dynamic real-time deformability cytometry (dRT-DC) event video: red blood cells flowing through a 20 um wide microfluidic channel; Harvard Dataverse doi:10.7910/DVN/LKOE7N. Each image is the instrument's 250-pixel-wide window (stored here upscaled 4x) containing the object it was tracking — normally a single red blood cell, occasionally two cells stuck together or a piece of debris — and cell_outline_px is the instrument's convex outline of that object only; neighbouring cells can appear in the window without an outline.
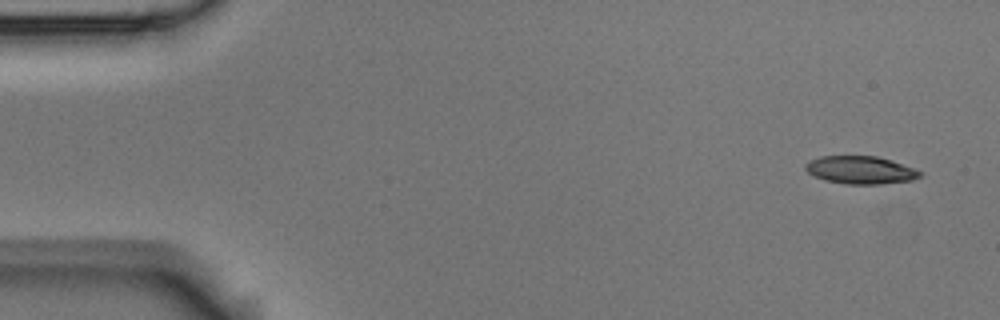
{"species": "Egyptian fruit bat (a non-hibernating species)", "species_latin": "Rousettus aegyptiacus", "temperature_condition": "room temperature", "stored_images_in_passage": 6, "camera_frame_rate_fps": 3000, "um_per_image_px": 0.085, "animal": {"sex": "male"}, "frame": {"image": 1, "passage_image": 1, "time_ms": 0.0, "image_size_px": [1000, 320], "cell_outline_px": [[924, 172], [920, 176], [912, 180], [880, 184], [848, 184], [828, 180], [816, 176], [808, 172], [804, 168], [804, 164], [808, 160], [820, 156], [876, 156], [892, 160]], "centroid_in_image_um": [73.15, 14.44], "position_along_channel_um": 11.9, "area_um2": 18.5}}
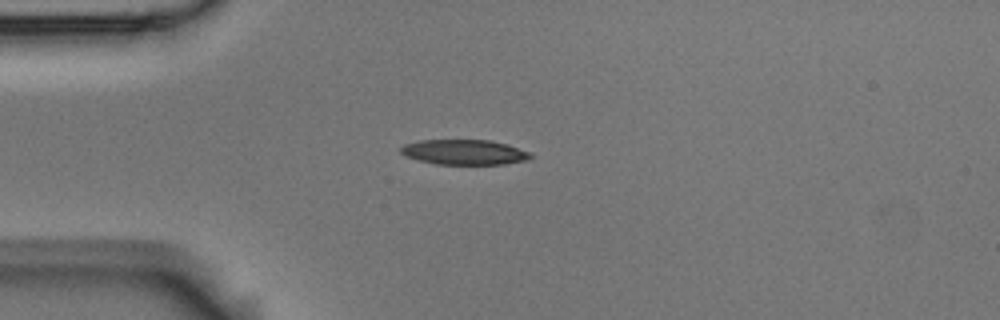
{"frame": {"image": 2, "passage_image": 4, "time_ms": 1.0, "image_size_px": [1000, 320], "cell_outline_px": [[532, 156], [528, 160], [504, 164], [436, 164], [420, 160], [408, 156], [400, 152], [400, 148], [404, 144], [420, 140], [488, 140], [508, 144], [532, 152]], "centroid_in_image_um": [39.52, 12.93], "position_along_channel_um": 45.5, "area_um2": 18.96}}
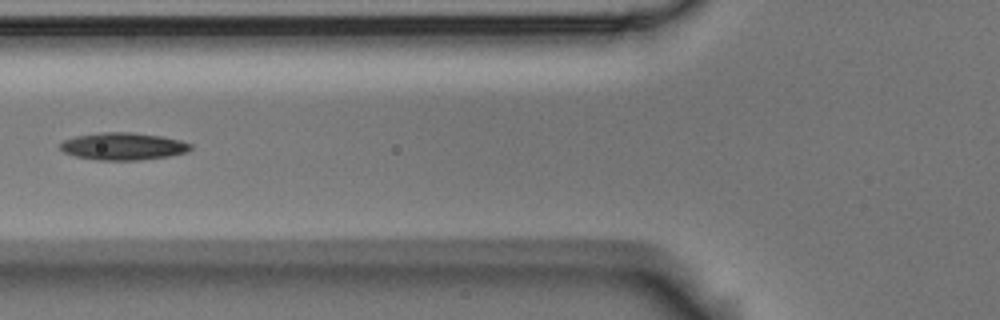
{"frame": {"image": 3, "passage_image": 6, "time_ms": 1.667, "image_size_px": [1000, 320], "cell_outline_px": [[192, 148], [188, 152], [168, 156], [136, 160], [96, 160], [76, 156], [64, 152], [60, 148], [60, 144], [64, 140], [76, 136], [104, 132], [132, 132], [160, 136], [180, 140], [192, 144]], "centroid_in_image_um": [10.48, 12.43], "position_along_channel_um": 115.3, "area_um2": 20.63}}